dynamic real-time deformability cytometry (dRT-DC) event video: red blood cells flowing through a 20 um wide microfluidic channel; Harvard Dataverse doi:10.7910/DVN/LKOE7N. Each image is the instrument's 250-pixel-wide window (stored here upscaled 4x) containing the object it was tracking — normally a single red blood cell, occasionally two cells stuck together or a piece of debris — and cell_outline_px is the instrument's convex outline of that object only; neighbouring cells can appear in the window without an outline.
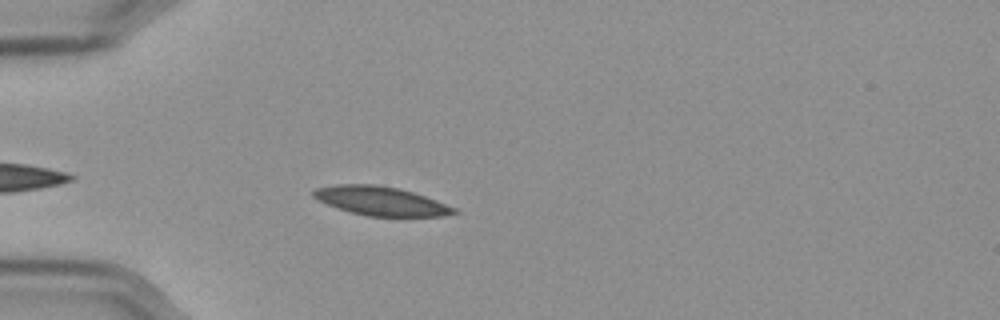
{"species": "Egyptian fruit bat (a non-hibernating species)", "species_latin": "Rousettus aegyptiacus", "temperature_condition": "cold", "stored_images_in_passage": 30, "camera_frame_rate_fps": 3000, "um_per_image_px": 0.085, "frame": {"image": 1, "passage_image": 2, "time_ms": 0.333, "image_size_px": [1000, 320], "cell_outline_px": [[460, 212], [444, 216], [368, 216], [352, 212], [328, 204], [312, 196], [312, 192], [316, 188], [336, 184], [376, 184], [396, 188], [412, 192], [436, 200], [456, 208]], "centroid_in_image_um": [32.4, 17.08], "position_along_channel_um": 52.6, "area_um2": 23.35}}
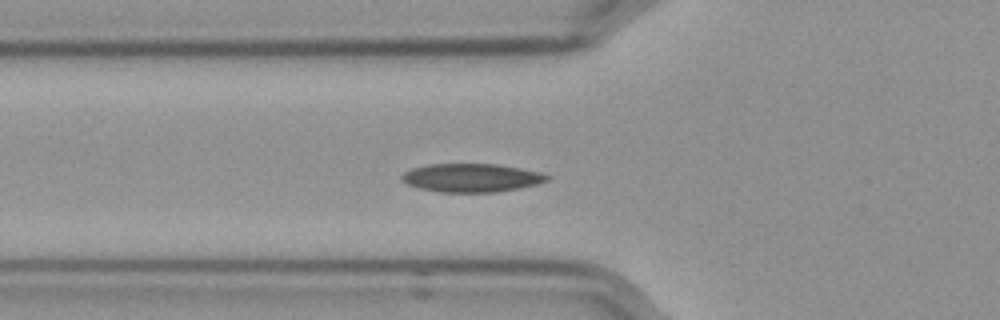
{"frame": {"image": 2, "passage_image": 6, "time_ms": 1.667, "image_size_px": [1000, 320], "cell_outline_px": [[552, 176], [548, 180], [536, 184], [520, 188], [496, 192], [440, 192], [420, 188], [408, 184], [400, 180], [400, 176], [404, 172], [412, 168], [428, 164], [496, 164], [520, 168], [540, 172]], "centroid_in_image_um": [40.07, 15.11], "position_along_channel_um": 85.7, "area_um2": 24.1}}
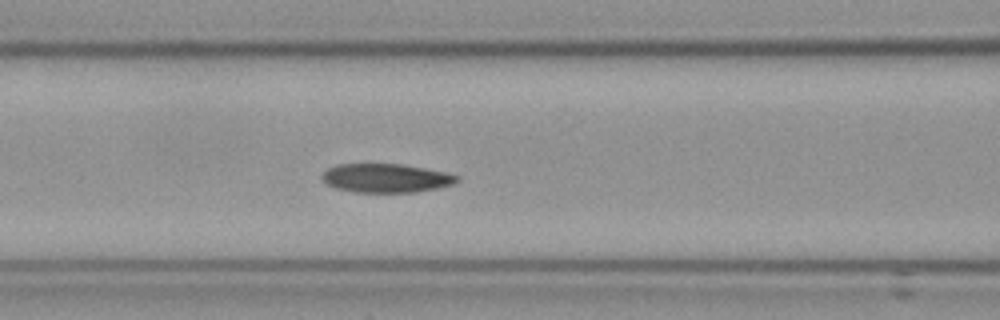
{"frame": {"image": 3, "passage_image": 10, "time_ms": 3.0, "image_size_px": [1000, 320], "cell_outline_px": [[460, 180], [452, 184], [436, 188], [416, 192], [356, 192], [336, 188], [328, 184], [320, 176], [328, 168], [336, 164], [400, 164], [424, 168], [444, 172], [460, 176]], "centroid_in_image_um": [32.81, 15.13], "position_along_channel_um": 133.8, "area_um2": 22.48}, "authors_computed_cell_mechanics": {"area_um2": 23.2934, "velocity_mm_per_s": 3.5424, "shape_relaxation_time_tau1_ms": 9.4017, "shape_relaxation_time_tau2_ms": 9.7909, "deformation_change_tau1": 0.1678, "deformation_change_tau2": 0.1276}}